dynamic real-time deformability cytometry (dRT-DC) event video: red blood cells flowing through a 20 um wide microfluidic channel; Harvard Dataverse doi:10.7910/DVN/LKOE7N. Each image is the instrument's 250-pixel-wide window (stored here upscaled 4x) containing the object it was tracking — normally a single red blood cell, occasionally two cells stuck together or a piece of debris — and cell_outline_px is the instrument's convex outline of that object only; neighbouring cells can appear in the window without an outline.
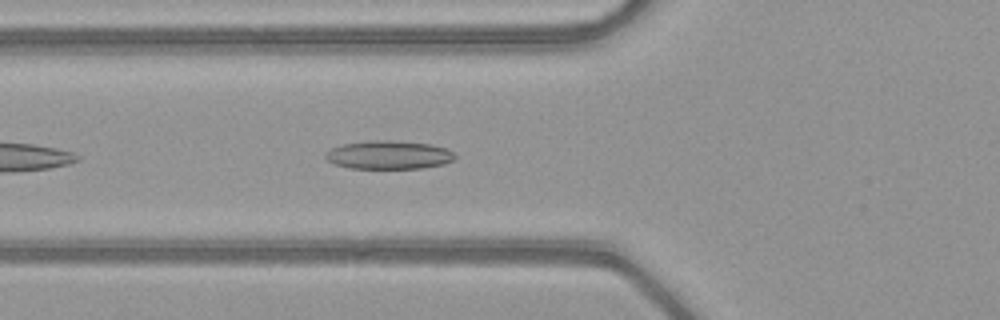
{"species": "common noctule bat (a hibernating species)", "species_latin": "Nyctalus noctula", "temperature_condition": "warm", "stored_images_in_passage": 37, "camera_frame_rate_fps": 3000, "um_per_image_px": 0.085, "animal": {"sex": "female", "body_mass_g": 21.9}, "frame": {"image": 1, "passage_image": 5, "time_ms": 1.333, "image_size_px": [1000, 320], "cell_outline_px": [[456, 156], [452, 160], [444, 164], [420, 168], [348, 168], [332, 164], [324, 156], [324, 152], [332, 148], [344, 144], [368, 140], [392, 140], [432, 144], [448, 148]], "centroid_in_image_um": [33.02, 13.16], "position_along_channel_um": 92.8, "area_um2": 21.62}}
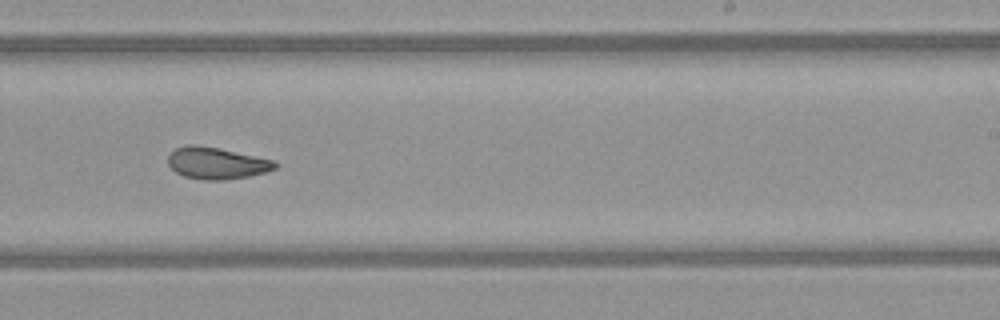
{"frame": {"image": 2, "passage_image": 18, "time_ms": 5.667, "image_size_px": [1000, 320], "cell_outline_px": [[280, 164], [276, 168], [264, 172], [248, 176], [224, 180], [204, 180], [184, 176], [176, 172], [168, 164], [168, 156], [176, 148], [188, 144], [196, 144], [220, 148], [276, 160]], "centroid_in_image_um": [18.44, 13.85], "position_along_channel_um": 270.6, "area_um2": 19.94}}
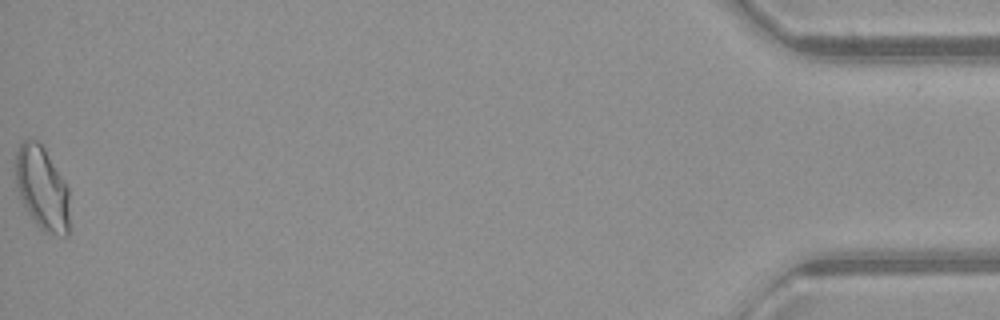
{"frame": {"image": 3, "passage_image": 37, "time_ms": 12.0, "image_size_px": [1000, 320], "cell_outline_px": [[68, 236], [64, 236], [44, 232], [36, 224], [28, 212], [20, 196], [16, 184], [16, 152], [20, 144], [24, 140], [36, 140], [44, 148], [64, 180], [68, 188]], "centroid_in_image_um": [3.58, 16.01], "position_along_channel_um": 431.6, "area_um2": 25.84}, "authors_computed_cell_mechanics": {"area_um2": 20.1144, "velocity_mm_per_s": 4.0879, "shape_relaxation_time_tau1_ms": 10.2515, "shape_relaxation_time_tau2_ms": 1.7368, "deformation_change_tau1": 0.247, "deformation_change_tau2": 0.0874}}